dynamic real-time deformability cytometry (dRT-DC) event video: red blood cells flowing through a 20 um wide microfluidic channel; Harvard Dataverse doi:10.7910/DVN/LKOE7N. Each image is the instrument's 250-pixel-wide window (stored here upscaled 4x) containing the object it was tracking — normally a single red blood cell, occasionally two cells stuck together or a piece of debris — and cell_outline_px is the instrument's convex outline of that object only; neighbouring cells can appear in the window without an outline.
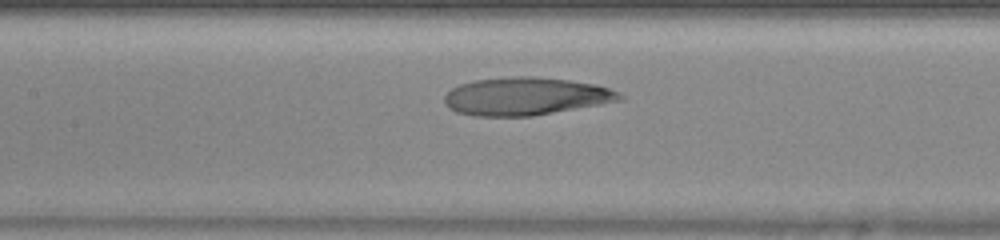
{"species": "human", "species_latin": "Homo sapiens", "temperature_condition": "warm", "stored_images_in_passage": 32, "camera_frame_rate_fps": 3000, "um_per_image_px": 0.085, "donor": {"sex": "female"}, "frame": {"image": 1, "passage_image": 14, "time_ms": 4.333, "image_size_px": [1000, 240], "cell_outline_px": [[624, 100], [532, 116], [476, 116], [456, 112], [448, 108], [444, 104], [444, 96], [452, 88], [460, 84], [476, 80], [520, 76], [532, 76], [568, 80], [592, 84], [608, 88], [620, 92], [624, 96]], "centroid_in_image_um": [44.68, 8.19], "position_along_channel_um": 162.7, "area_um2": 38.49}}
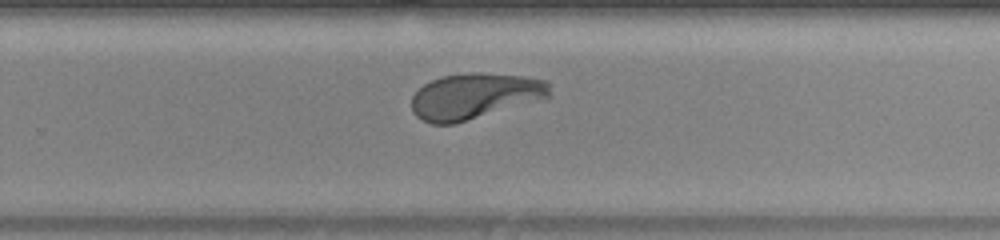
{"frame": {"image": 2, "passage_image": 23, "time_ms": 7.333, "image_size_px": [1000, 240], "cell_outline_px": [[552, 96], [456, 124], [432, 124], [416, 116], [412, 112], [412, 96], [424, 84], [440, 76], [472, 72], [480, 72], [524, 76], [548, 80]], "centroid_in_image_um": [40.36, 8.16], "position_along_channel_um": 289.4, "area_um2": 37.05}}